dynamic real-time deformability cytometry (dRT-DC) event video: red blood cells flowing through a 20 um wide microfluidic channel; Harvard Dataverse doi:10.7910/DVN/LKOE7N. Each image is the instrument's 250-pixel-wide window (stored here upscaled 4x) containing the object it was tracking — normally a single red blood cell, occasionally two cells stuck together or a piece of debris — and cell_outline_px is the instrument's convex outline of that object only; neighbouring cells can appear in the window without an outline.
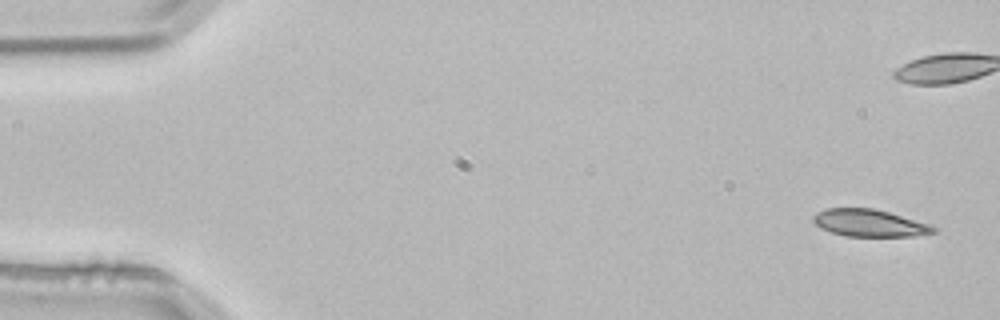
{"species": "common noctule bat (a hibernating species)", "species_latin": "Nyctalus noctula", "temperature_condition": "room temperature", "stored_images_in_passage": 4, "camera_frame_rate_fps": 3000, "um_per_image_px": 0.085, "animal": {"sex": "male", "body_mass_g": 21.5, "forearm_length_mm": 52.0}, "frame": {"image": 1, "passage_image": 1, "time_ms": 0.0, "image_size_px": [1000, 320], "cell_outline_px": [[936, 232], [912, 236], [848, 236], [832, 232], [820, 228], [812, 220], [812, 216], [816, 212], [828, 208], [872, 208], [888, 212], [928, 224], [936, 228]], "centroid_in_image_um": [73.85, 18.95], "position_along_channel_um": 11.1, "area_um2": 18.79}}
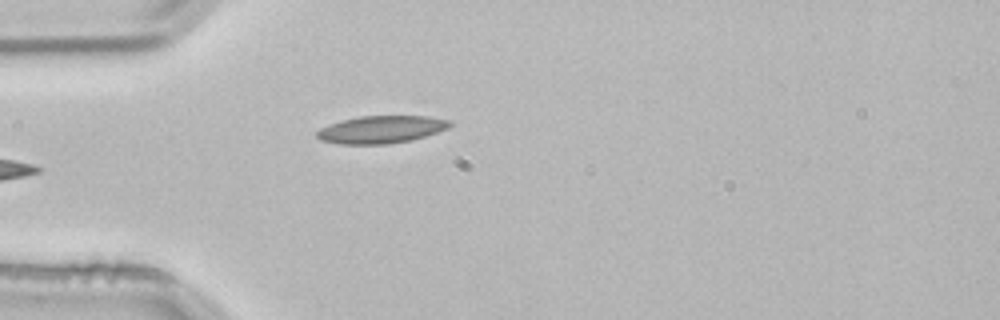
{"frame": {"image": 2, "passage_image": 4, "time_ms": 1.0, "image_size_px": [1000, 320], "cell_outline_px": [[452, 124], [448, 128], [412, 140], [388, 144], [340, 144], [320, 140], [316, 136], [316, 132], [320, 128], [328, 124], [356, 116], [428, 116], [452, 120]], "centroid_in_image_um": [32.39, 11.0], "position_along_channel_um": 52.6, "area_um2": 21.44}}